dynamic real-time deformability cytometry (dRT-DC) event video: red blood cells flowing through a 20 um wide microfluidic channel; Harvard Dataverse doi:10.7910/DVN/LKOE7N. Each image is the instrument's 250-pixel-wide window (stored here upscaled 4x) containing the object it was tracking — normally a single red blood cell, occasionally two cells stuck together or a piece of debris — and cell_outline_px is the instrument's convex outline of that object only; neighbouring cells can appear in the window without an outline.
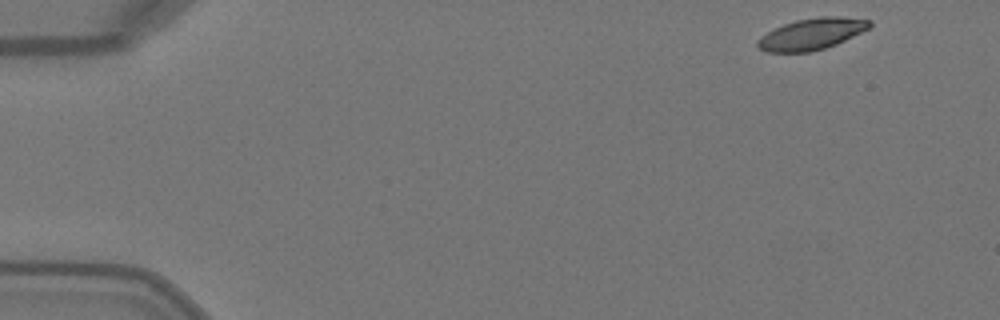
{"species": "Egyptian fruit bat (a non-hibernating species)", "species_latin": "Rousettus aegyptiacus", "temperature_condition": "warm", "stored_images_in_passage": 47, "camera_frame_rate_fps": 3000, "um_per_image_px": 0.085, "animal": {"sex": "female"}, "frame": {"image": 1, "passage_image": 1, "time_ms": 0.0, "image_size_px": [1000, 320], "cell_outline_px": [[872, 24], [868, 28], [836, 44], [812, 52], [768, 52], [760, 48], [756, 44], [756, 40], [760, 36], [784, 24], [796, 20], [820, 16], [840, 16], [872, 20]], "centroid_in_image_um": [68.98, 2.88], "position_along_channel_um": 16.0, "area_um2": 20.35}}
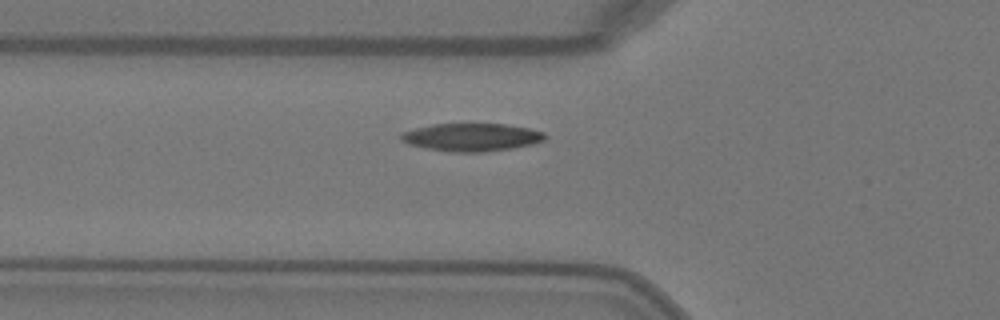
{"frame": {"image": 2, "passage_image": 15, "time_ms": 4.667, "image_size_px": [1000, 320], "cell_outline_px": [[548, 136], [544, 140], [532, 144], [512, 148], [484, 152], [452, 152], [424, 148], [408, 144], [400, 140], [400, 136], [404, 132], [416, 128], [432, 124], [504, 124], [528, 128], [544, 132]], "centroid_in_image_um": [40.09, 11.67], "position_along_channel_um": 85.7, "area_um2": 23.35}}
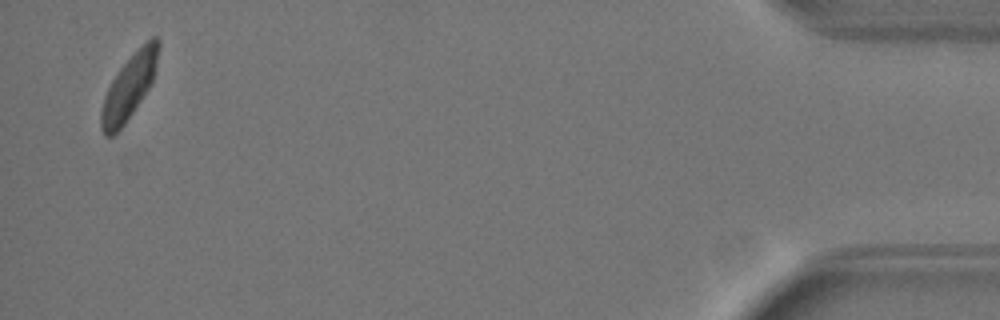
{"frame": {"image": 3, "passage_image": 46, "time_ms": 15.0, "image_size_px": [1000, 320], "cell_outline_px": [[160, 48], [156, 68], [152, 80], [148, 88], [124, 124], [112, 136], [104, 136], [100, 128], [100, 112], [104, 96], [112, 80], [120, 68], [152, 36], [156, 36], [160, 40]], "centroid_in_image_um": [10.96, 7.4], "position_along_channel_um": 424.2, "area_um2": 21.04}, "authors_computed_cell_mechanics": {"area_um2": 22.3686, "velocity_mm_per_s": 4.0454, "shape_relaxation_time_tau1_ms": 2.9822, "shape_relaxation_time_tau2_ms": 3.0042, "deformation_change_tau1": 0.1358, "deformation_change_tau2": 0.0594}}